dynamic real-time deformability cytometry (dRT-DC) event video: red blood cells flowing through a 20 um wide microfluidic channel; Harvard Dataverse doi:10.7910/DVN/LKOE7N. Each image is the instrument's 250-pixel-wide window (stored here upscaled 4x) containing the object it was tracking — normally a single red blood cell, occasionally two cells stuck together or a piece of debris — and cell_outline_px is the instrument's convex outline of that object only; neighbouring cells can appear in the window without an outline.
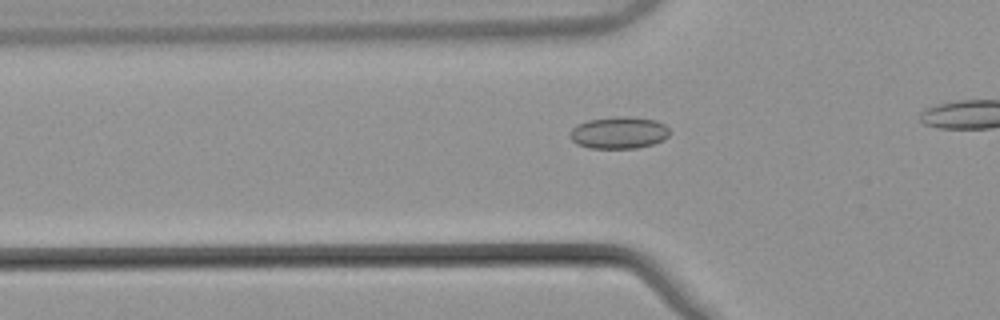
{"species": "common noctule bat (a hibernating species)", "species_latin": "Nyctalus noctula", "temperature_condition": "warm", "stored_images_in_passage": 13, "camera_frame_rate_fps": 3000, "um_per_image_px": 0.085, "animal": {"sex": "male", "body_mass_g": 21.5, "forearm_length_mm": 52.0}, "frame": {"image": 1, "passage_image": 8, "time_ms": 2.333, "image_size_px": [1000, 320], "cell_outline_px": [[668, 136], [664, 140], [652, 144], [636, 148], [588, 148], [576, 144], [568, 136], [572, 128], [576, 124], [588, 120], [616, 116], [628, 116], [656, 120], [664, 124], [668, 128]], "centroid_in_image_um": [52.57, 11.27], "position_along_channel_um": 73.2, "area_um2": 18.73}}
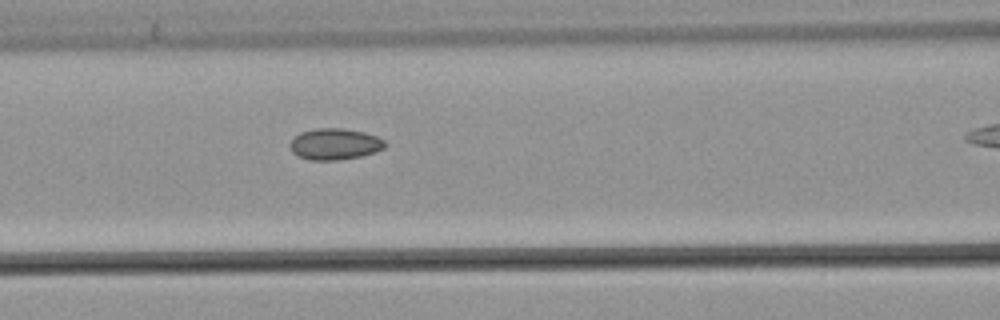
{"frame": {"image": 2, "passage_image": 13, "time_ms": 4.0, "image_size_px": [1000, 320], "cell_outline_px": [[388, 144], [384, 148], [376, 152], [360, 156], [336, 160], [308, 160], [296, 156], [292, 152], [288, 144], [300, 132], [316, 128], [344, 128], [364, 132], [376, 136], [384, 140]], "centroid_in_image_um": [28.44, 12.25], "position_along_channel_um": 138.2, "area_um2": 17.51}}